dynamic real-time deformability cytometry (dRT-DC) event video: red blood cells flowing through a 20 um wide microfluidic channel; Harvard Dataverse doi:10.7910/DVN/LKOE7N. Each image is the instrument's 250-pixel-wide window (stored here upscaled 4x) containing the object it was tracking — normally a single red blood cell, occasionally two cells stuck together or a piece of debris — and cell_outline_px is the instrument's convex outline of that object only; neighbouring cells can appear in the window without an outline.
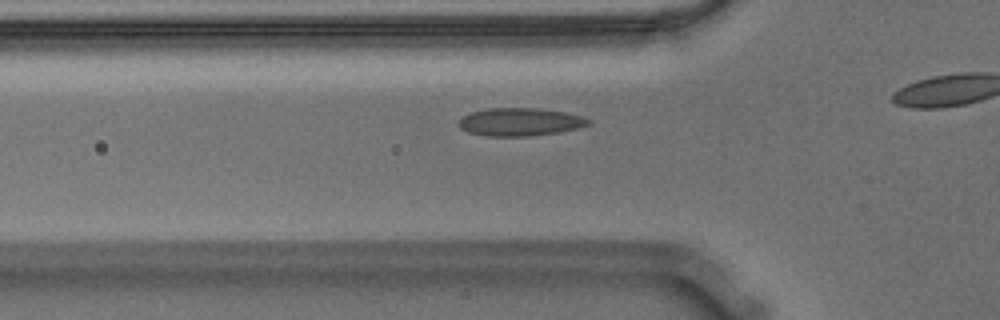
{"species": "Egyptian fruit bat (a non-hibernating species)", "species_latin": "Rousettus aegyptiacus", "temperature_condition": "warm", "stored_images_in_passage": 28, "camera_frame_rate_fps": 3000, "um_per_image_px": 0.085, "animal": {"sex": "male"}, "frame": {"image": 1, "passage_image": 2, "time_ms": 0.333, "image_size_px": [1000, 320], "cell_outline_px": [[592, 120], [588, 124], [580, 128], [560, 132], [528, 136], [484, 136], [468, 132], [460, 128], [460, 120], [464, 116], [472, 112], [488, 108], [540, 108], [564, 112], [580, 116]], "centroid_in_image_um": [44.22, 10.37], "position_along_channel_um": 81.6, "area_um2": 21.04}}
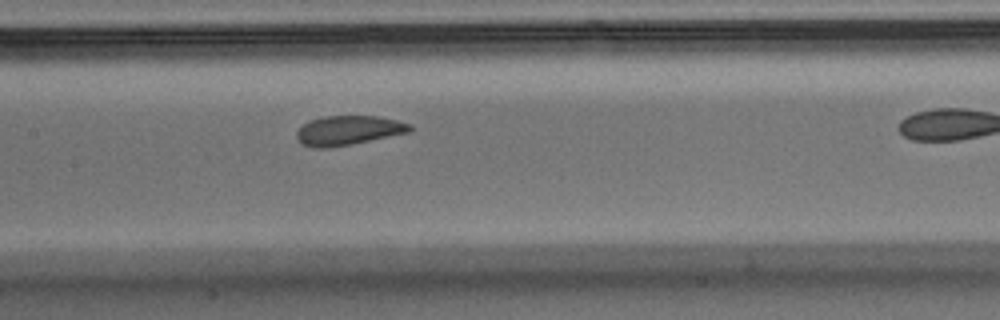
{"frame": {"image": 2, "passage_image": 10, "time_ms": 3.0, "image_size_px": [1000, 320], "cell_outline_px": [[412, 128], [408, 132], [352, 144], [332, 148], [312, 148], [300, 144], [296, 140], [296, 132], [308, 120], [324, 116], [380, 116], [412, 124]], "centroid_in_image_um": [29.55, 11.09], "position_along_channel_um": 177.8, "area_um2": 19.59}}
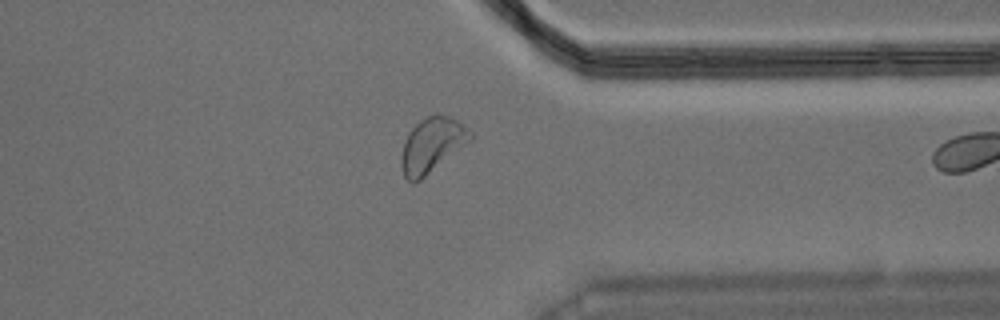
{"frame": {"image": 3, "passage_image": 27, "time_ms": 8.667, "image_size_px": [1000, 320], "cell_outline_px": [[472, 140], [420, 180], [412, 184], [404, 176], [400, 168], [400, 156], [404, 140], [408, 132], [420, 120], [428, 116], [452, 116], [460, 120], [472, 132]], "centroid_in_image_um": [36.7, 12.34], "position_along_channel_um": 374.7, "area_um2": 22.2}}